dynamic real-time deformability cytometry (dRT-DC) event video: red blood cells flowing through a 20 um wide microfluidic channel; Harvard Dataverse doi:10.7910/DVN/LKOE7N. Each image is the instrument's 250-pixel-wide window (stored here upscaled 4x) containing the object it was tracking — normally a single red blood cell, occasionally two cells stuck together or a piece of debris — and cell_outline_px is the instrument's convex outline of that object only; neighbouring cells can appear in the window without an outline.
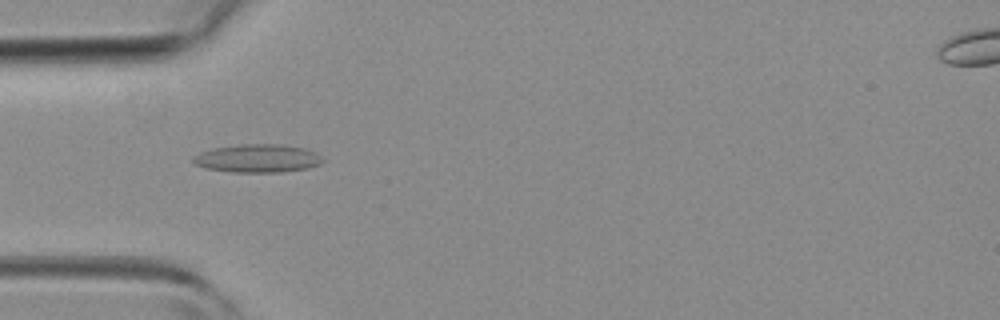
{"species": "common noctule bat (a hibernating species)", "species_latin": "Nyctalus noctula", "temperature_condition": "room temperature", "stored_images_in_passage": 2, "camera_frame_rate_fps": 3000, "um_per_image_px": 0.085, "animal": {"sex": "female", "body_mass_g": 19.3, "forearm_length_mm": 54.1}, "frame": {"image": 1, "passage_image": 1, "time_ms": 0.0, "image_size_px": [1000, 320], "cell_outline_px": [[324, 160], [320, 164], [308, 168], [280, 172], [232, 172], [208, 168], [196, 164], [192, 160], [192, 156], [200, 152], [212, 148], [240, 144], [280, 144], [304, 148], [316, 152]], "centroid_in_image_um": [21.9, 13.45], "position_along_channel_um": 63.1, "area_um2": 21.27}}
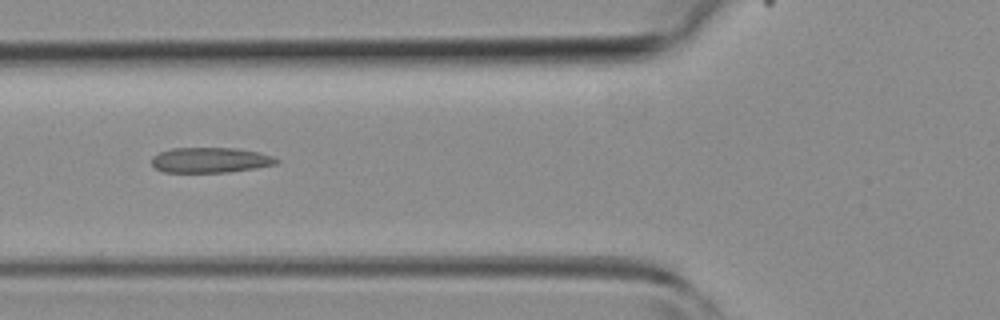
{"frame": {"image": 2, "passage_image": 2, "time_ms": 1.0, "image_size_px": [1000, 320], "cell_outline_px": [[280, 160], [276, 164], [228, 172], [164, 172], [156, 168], [152, 164], [152, 156], [160, 152], [172, 148], [236, 148], [256, 152], [272, 156]], "centroid_in_image_um": [17.84, 13.6], "position_along_channel_um": 108.0, "area_um2": 18.15}}